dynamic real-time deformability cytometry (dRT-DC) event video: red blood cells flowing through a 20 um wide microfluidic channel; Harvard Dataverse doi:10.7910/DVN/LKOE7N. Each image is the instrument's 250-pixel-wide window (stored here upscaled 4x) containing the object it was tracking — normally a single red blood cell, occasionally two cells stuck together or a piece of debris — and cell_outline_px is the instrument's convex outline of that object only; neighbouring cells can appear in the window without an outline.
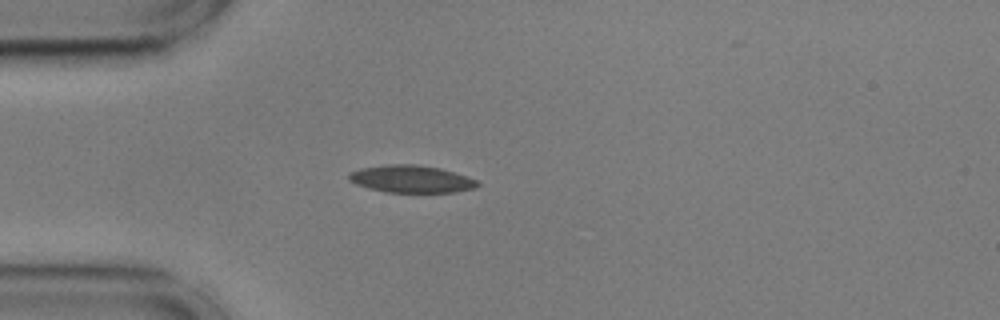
{"species": "common noctule bat (a hibernating species)", "species_latin": "Nyctalus noctula", "temperature_condition": "cold", "stored_images_in_passage": 42, "camera_frame_rate_fps": 3000, "um_per_image_px": 0.085, "animal": {"sex": "male", "body_mass_g": 17.9, "forearm_length_mm": 54.2}, "frame": {"image": 1, "passage_image": 1, "time_ms": 0.0, "image_size_px": [1000, 320], "cell_outline_px": [[480, 184], [476, 188], [456, 192], [388, 192], [368, 188], [356, 184], [348, 180], [348, 172], [360, 168], [388, 164], [416, 164], [440, 168], [468, 176], [476, 180]], "centroid_in_image_um": [34.95, 15.21], "position_along_channel_um": 50.0, "area_um2": 20.63}}
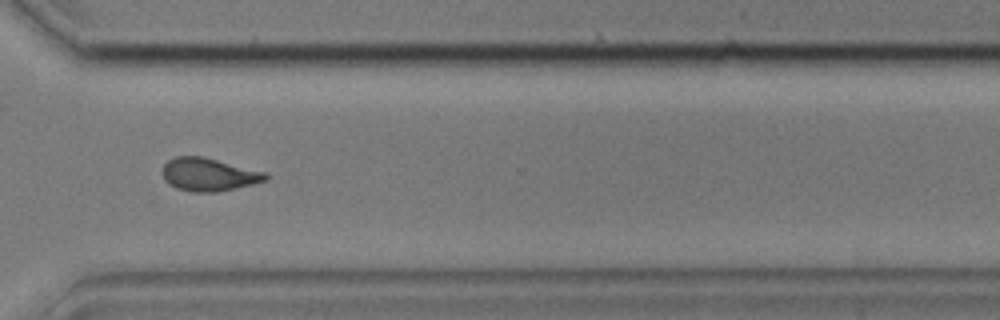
{"frame": {"image": 2, "passage_image": 27, "time_ms": 8.667, "image_size_px": [1000, 320], "cell_outline_px": [[268, 180], [236, 188], [216, 192], [192, 192], [176, 188], [168, 184], [164, 180], [160, 172], [164, 164], [168, 160], [176, 156], [200, 156], [268, 172]], "centroid_in_image_um": [17.72, 14.84], "position_along_channel_um": 352.9, "area_um2": 20.06}}
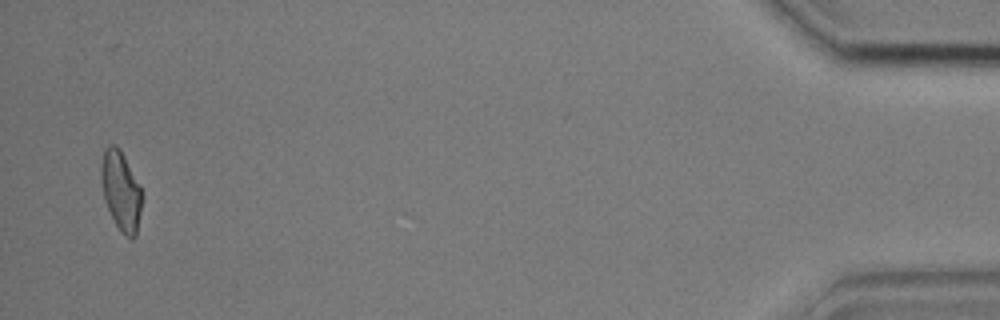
{"frame": {"image": 3, "passage_image": 40, "time_ms": 13.0, "image_size_px": [1000, 320], "cell_outline_px": [[140, 212], [136, 236], [132, 240], [124, 236], [116, 224], [104, 200], [100, 180], [100, 164], [104, 148], [108, 144], [116, 144], [120, 148], [140, 188]], "centroid_in_image_um": [10.23, 16.19], "position_along_channel_um": 425.0, "area_um2": 18.73}, "authors_computed_cell_mechanics": {"area_um2": 19.652, "velocity_mm_per_s": 3.6073, "shape_relaxation_time_tau1_ms": 9.5183, "shape_relaxation_time_tau2_ms": 3.1964, "deformation_change_tau1": 0.1849, "deformation_change_tau2": 0.0966}}